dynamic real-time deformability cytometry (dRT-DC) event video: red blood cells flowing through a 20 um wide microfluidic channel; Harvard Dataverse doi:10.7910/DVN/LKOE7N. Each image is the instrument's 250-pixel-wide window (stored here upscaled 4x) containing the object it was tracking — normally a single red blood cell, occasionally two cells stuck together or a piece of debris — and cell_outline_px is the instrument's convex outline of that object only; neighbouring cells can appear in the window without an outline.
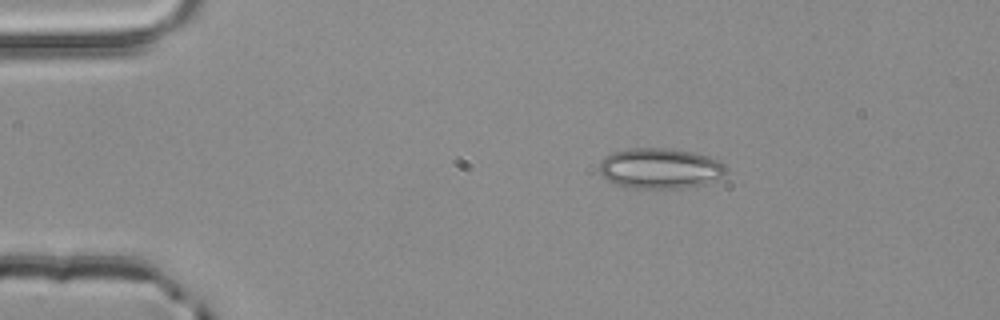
{"species": "common noctule bat (a hibernating species)", "species_latin": "Nyctalus noctula", "temperature_condition": "room temperature", "stored_images_in_passage": 2, "camera_frame_rate_fps": 3000, "um_per_image_px": 0.085, "animal": {"sex": "male", "body_mass_g": 20.4}, "frame": {"image": 1, "passage_image": 1, "time_ms": 0.0, "image_size_px": [1000, 320], "cell_outline_px": [[728, 168], [724, 176], [704, 184], [680, 188], [632, 188], [616, 184], [604, 180], [600, 172], [600, 160], [604, 156], [612, 152], [628, 148], [672, 148], [692, 152], [720, 160]], "centroid_in_image_um": [56.09, 14.3], "position_along_channel_um": 28.9, "area_um2": 30.23}}